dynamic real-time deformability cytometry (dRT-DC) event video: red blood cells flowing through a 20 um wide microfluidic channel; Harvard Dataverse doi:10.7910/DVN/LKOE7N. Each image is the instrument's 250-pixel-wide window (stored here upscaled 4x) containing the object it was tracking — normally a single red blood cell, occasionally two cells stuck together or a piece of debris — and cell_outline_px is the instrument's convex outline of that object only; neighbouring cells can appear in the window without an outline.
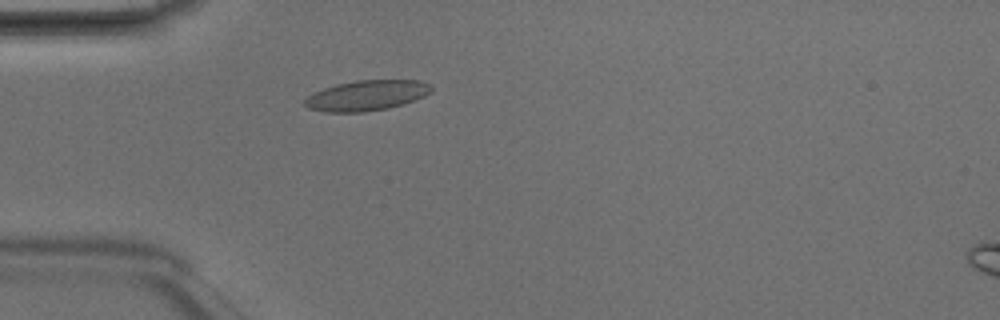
{"species": "Egyptian fruit bat (a non-hibernating species)", "species_latin": "Rousettus aegyptiacus", "temperature_condition": "room temperature", "stored_images_in_passage": 2, "camera_frame_rate_fps": 3000, "um_per_image_px": 0.085, "animal": {"sex": "male"}, "frame": {"image": 1, "passage_image": 1, "time_ms": 0.0, "image_size_px": [1000, 320], "cell_outline_px": [[432, 92], [424, 96], [404, 104], [388, 108], [364, 112], [324, 112], [308, 108], [304, 104], [304, 100], [308, 96], [324, 88], [336, 84], [356, 80], [420, 80], [432, 84]], "centroid_in_image_um": [31.2, 8.11], "position_along_channel_um": 53.8, "area_um2": 22.48}}